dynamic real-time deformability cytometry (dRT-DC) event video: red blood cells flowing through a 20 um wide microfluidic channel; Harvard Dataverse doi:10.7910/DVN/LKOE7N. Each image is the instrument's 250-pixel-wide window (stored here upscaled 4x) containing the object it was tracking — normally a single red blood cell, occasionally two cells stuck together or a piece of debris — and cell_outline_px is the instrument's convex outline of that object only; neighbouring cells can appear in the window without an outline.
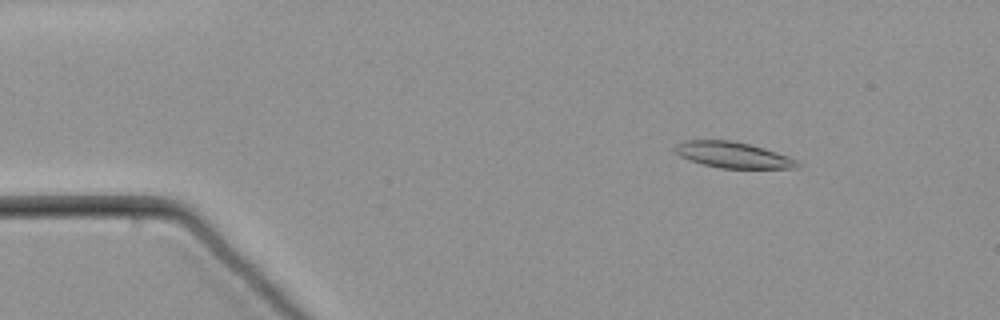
{"species": "common noctule bat (a hibernating species)", "species_latin": "Nyctalus noctula", "temperature_condition": "warm", "stored_images_in_passage": 61, "camera_frame_rate_fps": 3000, "um_per_image_px": 0.085, "animal": {"sex": "male", "body_mass_g": 21.5, "forearm_length_mm": 52.0}, "frame": {"image": 1, "passage_image": 9, "time_ms": 2.667, "image_size_px": [1000, 320], "cell_outline_px": [[804, 164], [800, 168], [720, 168], [704, 164], [680, 156], [676, 152], [676, 144], [684, 140], [732, 140], [764, 148], [788, 156]], "centroid_in_image_um": [62.37, 13.17], "position_along_channel_um": 22.6, "area_um2": 18.38}}
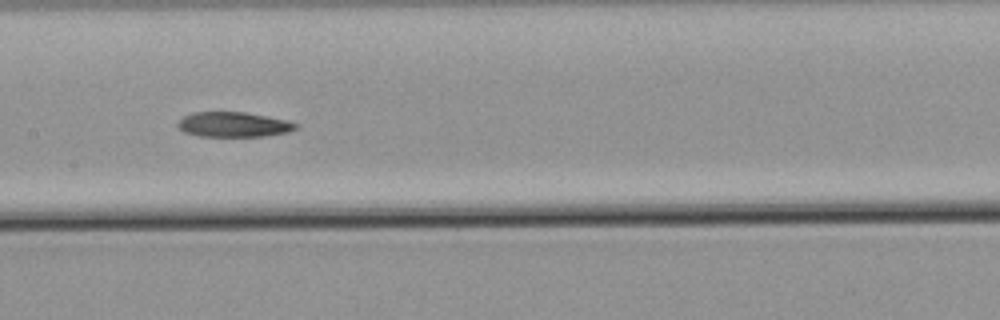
{"frame": {"image": 2, "passage_image": 31, "time_ms": 10.0, "image_size_px": [1000, 320], "cell_outline_px": [[296, 128], [288, 132], [264, 136], [200, 136], [184, 132], [176, 124], [184, 116], [192, 112], [244, 112], [268, 116], [288, 120], [296, 124]], "centroid_in_image_um": [19.84, 10.58], "position_along_channel_um": 187.6, "area_um2": 17.05}}
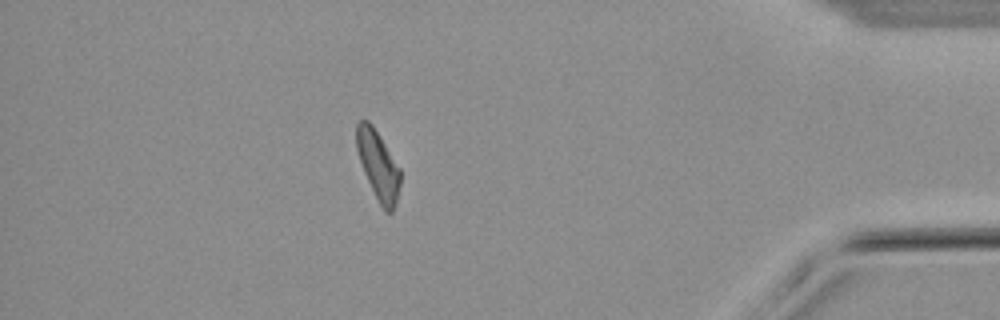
{"frame": {"image": 3, "passage_image": 54, "time_ms": 17.667, "image_size_px": [1000, 320], "cell_outline_px": [[400, 184], [396, 200], [392, 212], [384, 212], [364, 172], [356, 148], [356, 124], [360, 120], [368, 120], [372, 124], [400, 168]], "centroid_in_image_um": [32.13, 14.02], "position_along_channel_um": 403.1, "area_um2": 17.22}}